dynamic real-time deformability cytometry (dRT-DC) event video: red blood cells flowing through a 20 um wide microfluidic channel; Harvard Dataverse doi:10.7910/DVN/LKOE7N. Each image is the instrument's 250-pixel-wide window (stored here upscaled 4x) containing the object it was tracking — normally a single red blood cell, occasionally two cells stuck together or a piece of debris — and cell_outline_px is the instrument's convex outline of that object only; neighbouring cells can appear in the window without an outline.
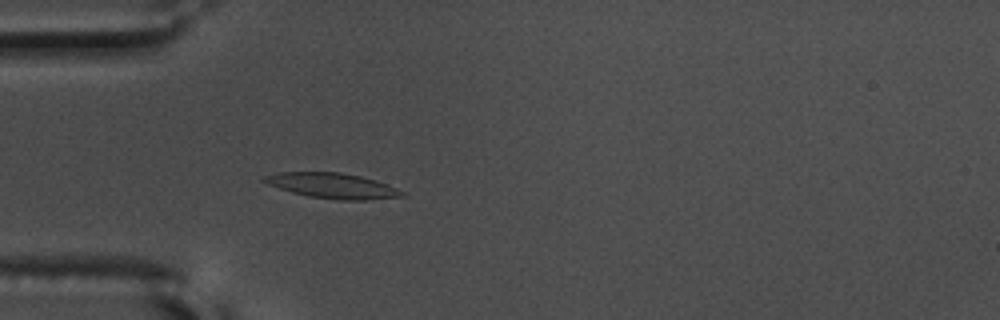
{"species": "common noctule bat (a hibernating species)", "species_latin": "Nyctalus noctula", "temperature_condition": "warm", "stored_images_in_passage": 57, "camera_frame_rate_fps": 3000, "um_per_image_px": 0.085, "animal": {"sex": "male", "body_mass_g": 17.5, "forearm_length_mm": 52.3}, "frame": {"image": 1, "passage_image": 17, "time_ms": 5.333, "image_size_px": [1000, 320], "cell_outline_px": [[404, 196], [368, 200], [336, 200], [308, 196], [292, 192], [268, 184], [260, 180], [264, 176], [276, 172], [340, 172], [360, 176], [388, 184], [404, 192]], "centroid_in_image_um": [28.24, 15.78], "position_along_channel_um": 56.8, "area_um2": 20.29}}
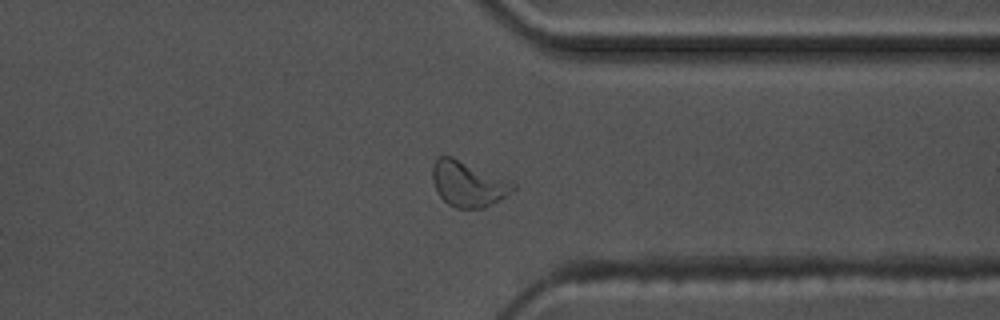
{"frame": {"image": 2, "passage_image": 44, "time_ms": 14.333, "image_size_px": [1000, 320], "cell_outline_px": [[516, 188], [504, 196], [484, 208], [456, 208], [448, 204], [440, 196], [432, 180], [432, 164], [436, 156], [452, 156], [508, 180], [516, 184]], "centroid_in_image_um": [39.74, 15.61], "position_along_channel_um": 371.7, "area_um2": 21.1}}
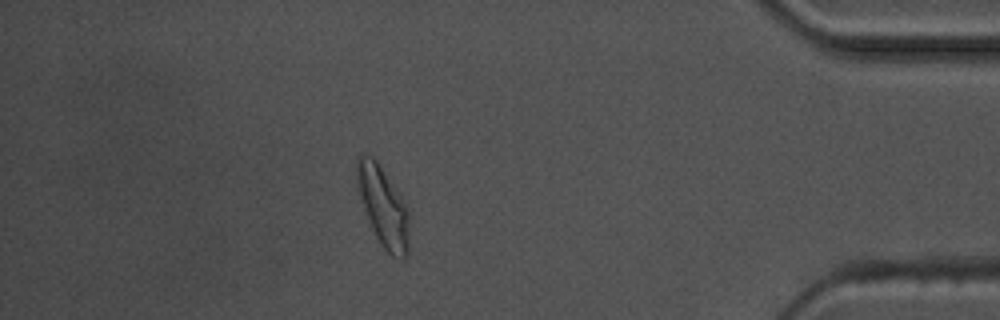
{"frame": {"image": 3, "passage_image": 50, "time_ms": 16.333, "image_size_px": [1000, 320], "cell_outline_px": [[408, 252], [404, 260], [400, 260], [392, 256], [380, 244], [372, 228], [356, 188], [356, 156], [364, 152], [372, 156], [376, 160], [400, 192], [408, 204]], "centroid_in_image_um": [32.56, 17.5], "position_along_channel_um": 402.6, "area_um2": 24.85}, "authors_computed_cell_mechanics": {"area_um2": 19.3052, "velocity_mm_per_s": 3.5825, "shape_relaxation_time_tau1_ms": 6.2226, "shape_relaxation_time_tau2_ms": 2.9015, "deformation_change_tau1": 0.201, "deformation_change_tau2": 0.0857}}